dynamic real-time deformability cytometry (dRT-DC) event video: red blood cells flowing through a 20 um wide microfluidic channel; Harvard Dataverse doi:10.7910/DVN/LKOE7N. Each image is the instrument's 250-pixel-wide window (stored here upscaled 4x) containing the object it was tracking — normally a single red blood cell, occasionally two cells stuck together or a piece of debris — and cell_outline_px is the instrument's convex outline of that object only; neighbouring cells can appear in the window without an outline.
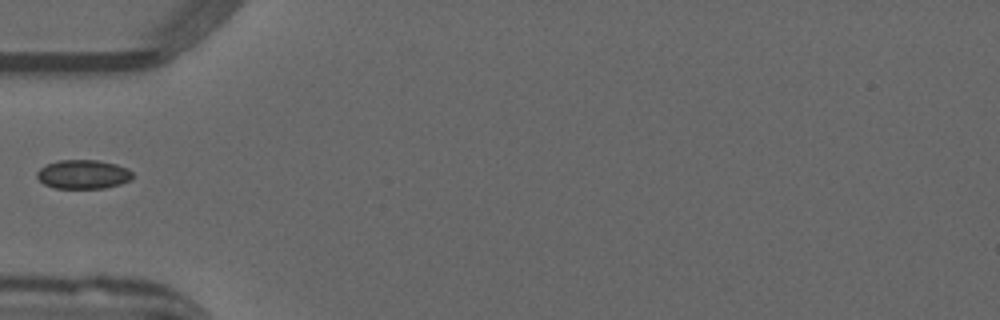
{"species": "common noctule bat (a hibernating species)", "species_latin": "Nyctalus noctula", "temperature_condition": "warm", "stored_images_in_passage": 35, "camera_frame_rate_fps": 3000, "um_per_image_px": 0.085, "animal": {"sex": "male", "forearm_length_mm": 52.5}, "frame": {"image": 1, "passage_image": 1, "time_ms": 0.0, "image_size_px": [1000, 320], "cell_outline_px": [[132, 176], [128, 180], [120, 184], [104, 188], [52, 188], [44, 184], [36, 176], [36, 172], [40, 168], [48, 164], [60, 160], [96, 160], [116, 164], [128, 168], [132, 172]], "centroid_in_image_um": [7.05, 14.82], "position_along_channel_um": 78.0, "area_um2": 16.07}}
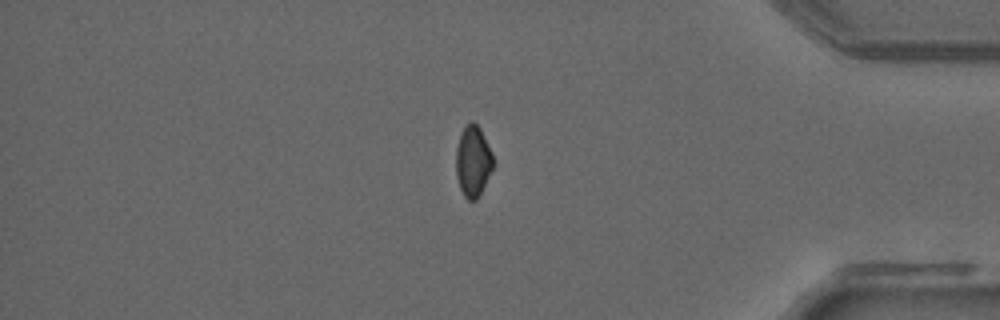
{"frame": {"image": 2, "passage_image": 27, "time_ms": 8.667, "image_size_px": [1000, 320], "cell_outline_px": [[492, 168], [476, 200], [468, 200], [464, 196], [460, 188], [456, 176], [456, 148], [460, 132], [472, 120], [480, 128], [492, 152]], "centroid_in_image_um": [40.17, 13.68], "position_along_channel_um": 395.0, "area_um2": 15.09}}
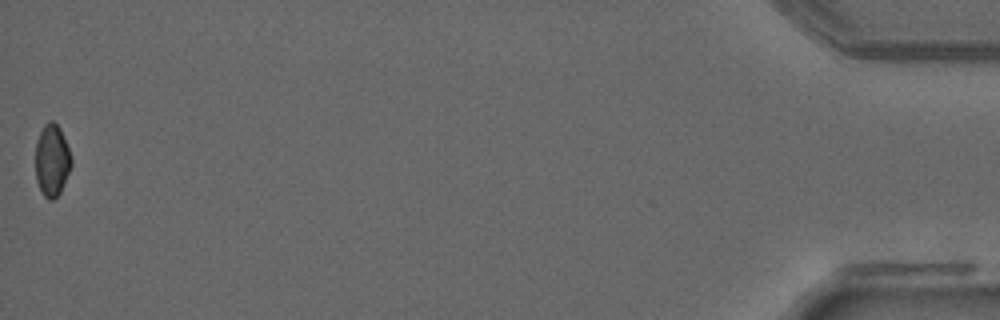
{"frame": {"image": 3, "passage_image": 35, "time_ms": 11.333, "image_size_px": [1000, 320], "cell_outline_px": [[72, 164], [60, 192], [52, 200], [48, 200], [44, 196], [36, 180], [36, 140], [44, 124], [48, 120], [52, 120], [60, 128], [68, 148], [72, 160]], "centroid_in_image_um": [4.41, 13.61], "position_along_channel_um": 430.8, "area_um2": 14.91}}